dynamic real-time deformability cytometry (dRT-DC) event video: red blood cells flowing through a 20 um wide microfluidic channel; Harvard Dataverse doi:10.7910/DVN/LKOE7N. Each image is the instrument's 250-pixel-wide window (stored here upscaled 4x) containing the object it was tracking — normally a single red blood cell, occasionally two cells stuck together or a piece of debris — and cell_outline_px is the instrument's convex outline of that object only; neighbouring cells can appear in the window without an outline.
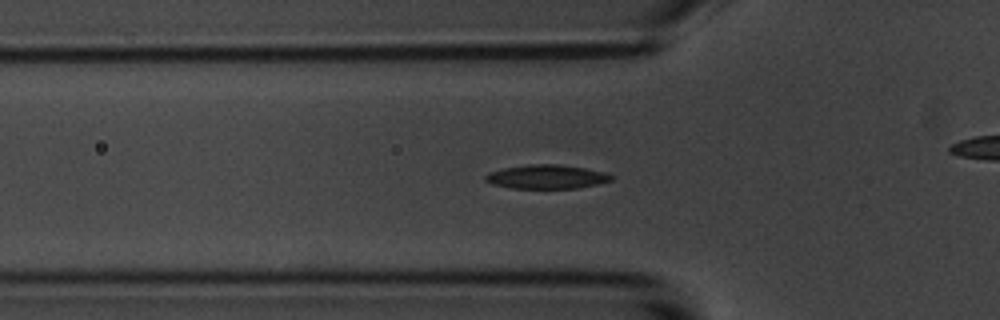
{"species": "common noctule bat (a hibernating species)", "species_latin": "Nyctalus noctula", "temperature_condition": "room temperature", "stored_images_in_passage": 56, "camera_frame_rate_fps": 3000, "um_per_image_px": 0.085, "animal": {"sex": "male", "body_mass_g": 20.1, "forearm_length_mm": 53.5}, "frame": {"image": 1, "passage_image": 18, "time_ms": 5.667, "image_size_px": [1000, 320], "cell_outline_px": [[616, 176], [612, 180], [596, 184], [576, 188], [512, 188], [492, 184], [484, 180], [484, 176], [488, 172], [504, 168], [528, 164], [560, 164], [584, 168], [604, 172]], "centroid_in_image_um": [46.45, 15.02], "position_along_channel_um": 79.4, "area_um2": 17.57}}
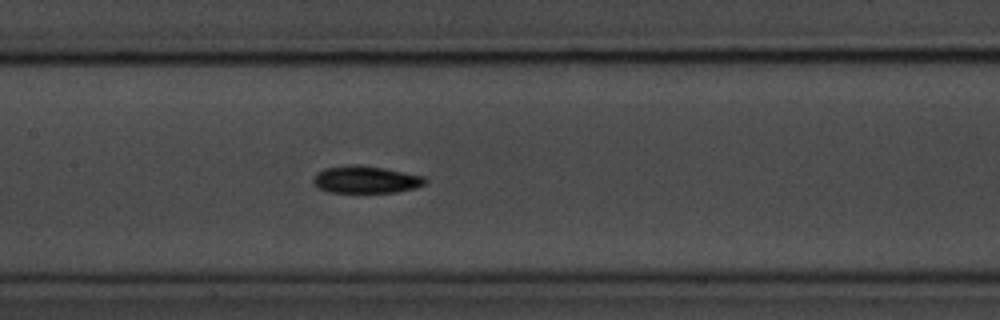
{"frame": {"image": 2, "passage_image": 26, "time_ms": 8.333, "image_size_px": [1000, 320], "cell_outline_px": [[428, 180], [424, 184], [416, 188], [396, 192], [328, 192], [316, 188], [312, 180], [316, 172], [324, 168], [352, 164], [356, 164], [384, 168], [424, 176]], "centroid_in_image_um": [31.06, 15.26], "position_along_channel_um": 176.3, "area_um2": 17.92}}
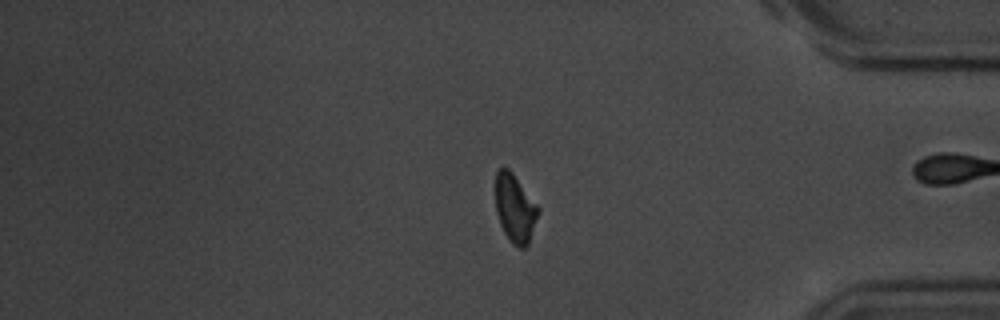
{"frame": {"image": 3, "passage_image": 46, "time_ms": 15.0, "image_size_px": [1000, 320], "cell_outline_px": [[540, 212], [528, 244], [524, 248], [520, 248], [512, 244], [508, 240], [500, 224], [496, 212], [496, 172], [500, 168], [508, 168], [512, 172], [540, 208]], "centroid_in_image_um": [43.78, 17.73], "position_along_channel_um": 391.4, "area_um2": 16.99}, "authors_computed_cell_mechanics": {"area_um2": 17.1955, "velocity_mm_per_s": 3.598, "shape_relaxation_time_tau1_ms": 2.388, "shape_relaxation_time_tau2_ms": null, "deformation_change_tau1": 0.1047, "deformation_change_tau2": null}}